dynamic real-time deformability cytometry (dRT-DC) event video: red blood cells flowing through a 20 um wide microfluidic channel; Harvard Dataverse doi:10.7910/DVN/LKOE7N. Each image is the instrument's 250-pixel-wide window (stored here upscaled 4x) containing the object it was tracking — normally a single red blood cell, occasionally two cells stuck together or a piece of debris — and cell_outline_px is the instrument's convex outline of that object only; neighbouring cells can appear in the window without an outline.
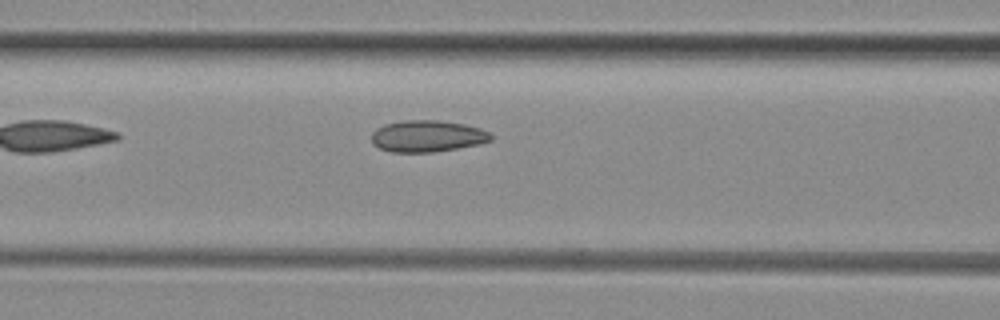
{"species": "common noctule bat (a hibernating species)", "species_latin": "Nyctalus noctula", "temperature_condition": "room temperature", "stored_images_in_passage": 25, "camera_frame_rate_fps": 3000, "um_per_image_px": 0.085, "animal": {"sex": "female", "body_mass_g": 29.2, "forearm_length_mm": 56.3}, "frame": {"image": 1, "passage_image": 5, "time_ms": 1.333, "image_size_px": [1000, 320], "cell_outline_px": [[492, 140], [480, 144], [432, 152], [392, 152], [380, 148], [372, 144], [372, 132], [376, 128], [384, 124], [404, 120], [440, 120], [464, 124], [480, 128], [488, 132], [492, 136]], "centroid_in_image_um": [36.31, 11.56], "position_along_channel_um": 130.3, "area_um2": 22.02}}
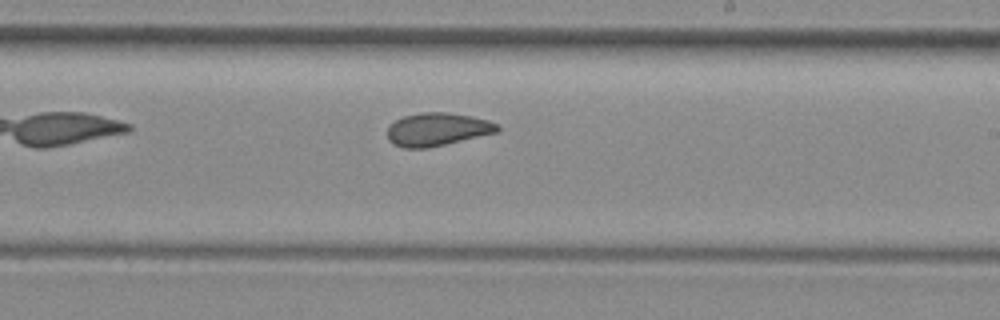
{"frame": {"image": 2, "passage_image": 14, "time_ms": 4.333, "image_size_px": [1000, 320], "cell_outline_px": [[500, 128], [496, 132], [428, 148], [404, 148], [392, 144], [388, 140], [388, 128], [396, 120], [404, 116], [420, 112], [448, 112], [472, 116], [488, 120], [496, 124]], "centroid_in_image_um": [37.14, 10.99], "position_along_channel_um": 251.9, "area_um2": 21.04}}
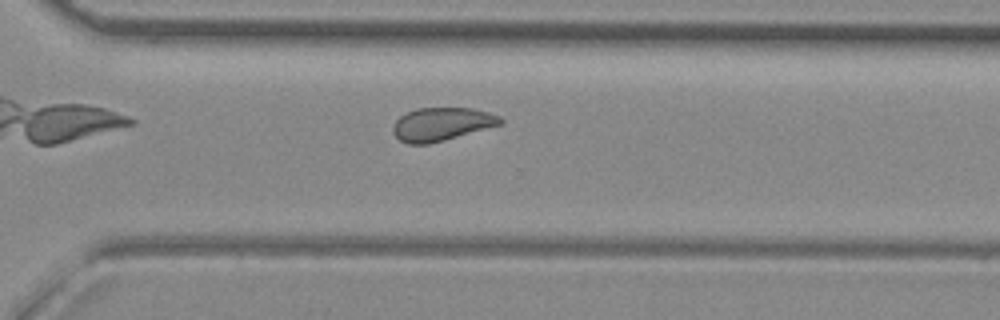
{"frame": {"image": 3, "passage_image": 20, "time_ms": 6.333, "image_size_px": [1000, 320], "cell_outline_px": [[504, 124], [444, 140], [428, 144], [408, 144], [400, 140], [392, 132], [392, 124], [400, 116], [416, 108], [472, 108], [488, 112], [500, 116], [504, 120]], "centroid_in_image_um": [37.55, 10.55], "position_along_channel_um": 333.0, "area_um2": 20.92}}